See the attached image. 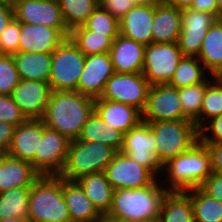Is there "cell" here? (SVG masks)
I'll return each instance as SVG.
<instances>
[{
	"label": "cell",
	"mask_w": 222,
	"mask_h": 222,
	"mask_svg": "<svg viewBox=\"0 0 222 222\" xmlns=\"http://www.w3.org/2000/svg\"><path fill=\"white\" fill-rule=\"evenodd\" d=\"M94 103V98L77 91H52L41 120L70 141L76 140L94 112Z\"/></svg>",
	"instance_id": "cell-1"
},
{
	"label": "cell",
	"mask_w": 222,
	"mask_h": 222,
	"mask_svg": "<svg viewBox=\"0 0 222 222\" xmlns=\"http://www.w3.org/2000/svg\"><path fill=\"white\" fill-rule=\"evenodd\" d=\"M157 181L140 188L115 189L105 217L110 222H157L162 198L168 190Z\"/></svg>",
	"instance_id": "cell-2"
},
{
	"label": "cell",
	"mask_w": 222,
	"mask_h": 222,
	"mask_svg": "<svg viewBox=\"0 0 222 222\" xmlns=\"http://www.w3.org/2000/svg\"><path fill=\"white\" fill-rule=\"evenodd\" d=\"M28 209L30 222H72L63 198V179L40 176L31 186Z\"/></svg>",
	"instance_id": "cell-3"
},
{
	"label": "cell",
	"mask_w": 222,
	"mask_h": 222,
	"mask_svg": "<svg viewBox=\"0 0 222 222\" xmlns=\"http://www.w3.org/2000/svg\"><path fill=\"white\" fill-rule=\"evenodd\" d=\"M163 171L170 180L168 190L197 188L212 173L209 151L199 141L189 151L164 164Z\"/></svg>",
	"instance_id": "cell-4"
},
{
	"label": "cell",
	"mask_w": 222,
	"mask_h": 222,
	"mask_svg": "<svg viewBox=\"0 0 222 222\" xmlns=\"http://www.w3.org/2000/svg\"><path fill=\"white\" fill-rule=\"evenodd\" d=\"M116 153L114 148L106 144L72 140L59 176L66 181H77L84 175L103 172Z\"/></svg>",
	"instance_id": "cell-5"
},
{
	"label": "cell",
	"mask_w": 222,
	"mask_h": 222,
	"mask_svg": "<svg viewBox=\"0 0 222 222\" xmlns=\"http://www.w3.org/2000/svg\"><path fill=\"white\" fill-rule=\"evenodd\" d=\"M149 125L157 143L156 157L162 166L199 142V130L191 120L150 122Z\"/></svg>",
	"instance_id": "cell-6"
},
{
	"label": "cell",
	"mask_w": 222,
	"mask_h": 222,
	"mask_svg": "<svg viewBox=\"0 0 222 222\" xmlns=\"http://www.w3.org/2000/svg\"><path fill=\"white\" fill-rule=\"evenodd\" d=\"M86 56L66 38L52 53L49 84L52 91H77Z\"/></svg>",
	"instance_id": "cell-7"
},
{
	"label": "cell",
	"mask_w": 222,
	"mask_h": 222,
	"mask_svg": "<svg viewBox=\"0 0 222 222\" xmlns=\"http://www.w3.org/2000/svg\"><path fill=\"white\" fill-rule=\"evenodd\" d=\"M184 57L177 43H151L145 47L142 73L150 85L169 84Z\"/></svg>",
	"instance_id": "cell-8"
},
{
	"label": "cell",
	"mask_w": 222,
	"mask_h": 222,
	"mask_svg": "<svg viewBox=\"0 0 222 222\" xmlns=\"http://www.w3.org/2000/svg\"><path fill=\"white\" fill-rule=\"evenodd\" d=\"M70 142L66 136L46 127L43 122V136L30 162L33 169L40 176H59L67 160Z\"/></svg>",
	"instance_id": "cell-9"
},
{
	"label": "cell",
	"mask_w": 222,
	"mask_h": 222,
	"mask_svg": "<svg viewBox=\"0 0 222 222\" xmlns=\"http://www.w3.org/2000/svg\"><path fill=\"white\" fill-rule=\"evenodd\" d=\"M151 85L143 73H114L105 84L99 98L134 106L144 110Z\"/></svg>",
	"instance_id": "cell-10"
},
{
	"label": "cell",
	"mask_w": 222,
	"mask_h": 222,
	"mask_svg": "<svg viewBox=\"0 0 222 222\" xmlns=\"http://www.w3.org/2000/svg\"><path fill=\"white\" fill-rule=\"evenodd\" d=\"M157 143L149 123L141 121L123 135L121 153L147 168L155 177L163 171L156 157Z\"/></svg>",
	"instance_id": "cell-11"
},
{
	"label": "cell",
	"mask_w": 222,
	"mask_h": 222,
	"mask_svg": "<svg viewBox=\"0 0 222 222\" xmlns=\"http://www.w3.org/2000/svg\"><path fill=\"white\" fill-rule=\"evenodd\" d=\"M175 120H189L184 115L179 90L169 84L151 85L142 111V121L150 123Z\"/></svg>",
	"instance_id": "cell-12"
},
{
	"label": "cell",
	"mask_w": 222,
	"mask_h": 222,
	"mask_svg": "<svg viewBox=\"0 0 222 222\" xmlns=\"http://www.w3.org/2000/svg\"><path fill=\"white\" fill-rule=\"evenodd\" d=\"M13 10L19 22L57 28L66 38L69 36L57 0H17Z\"/></svg>",
	"instance_id": "cell-13"
},
{
	"label": "cell",
	"mask_w": 222,
	"mask_h": 222,
	"mask_svg": "<svg viewBox=\"0 0 222 222\" xmlns=\"http://www.w3.org/2000/svg\"><path fill=\"white\" fill-rule=\"evenodd\" d=\"M113 189L140 188L151 185L155 177L147 168L120 151L103 171Z\"/></svg>",
	"instance_id": "cell-14"
},
{
	"label": "cell",
	"mask_w": 222,
	"mask_h": 222,
	"mask_svg": "<svg viewBox=\"0 0 222 222\" xmlns=\"http://www.w3.org/2000/svg\"><path fill=\"white\" fill-rule=\"evenodd\" d=\"M218 18L197 10H181V31L178 46L184 56L198 57L203 39Z\"/></svg>",
	"instance_id": "cell-15"
},
{
	"label": "cell",
	"mask_w": 222,
	"mask_h": 222,
	"mask_svg": "<svg viewBox=\"0 0 222 222\" xmlns=\"http://www.w3.org/2000/svg\"><path fill=\"white\" fill-rule=\"evenodd\" d=\"M51 92L49 82L21 79L11 97L26 119H42Z\"/></svg>",
	"instance_id": "cell-16"
},
{
	"label": "cell",
	"mask_w": 222,
	"mask_h": 222,
	"mask_svg": "<svg viewBox=\"0 0 222 222\" xmlns=\"http://www.w3.org/2000/svg\"><path fill=\"white\" fill-rule=\"evenodd\" d=\"M114 73L109 52L87 55L78 82V92L94 99L99 98Z\"/></svg>",
	"instance_id": "cell-17"
},
{
	"label": "cell",
	"mask_w": 222,
	"mask_h": 222,
	"mask_svg": "<svg viewBox=\"0 0 222 222\" xmlns=\"http://www.w3.org/2000/svg\"><path fill=\"white\" fill-rule=\"evenodd\" d=\"M65 39L57 28L21 22L18 51L53 53Z\"/></svg>",
	"instance_id": "cell-18"
},
{
	"label": "cell",
	"mask_w": 222,
	"mask_h": 222,
	"mask_svg": "<svg viewBox=\"0 0 222 222\" xmlns=\"http://www.w3.org/2000/svg\"><path fill=\"white\" fill-rule=\"evenodd\" d=\"M145 45L118 35L112 43L109 54L115 73H141Z\"/></svg>",
	"instance_id": "cell-19"
},
{
	"label": "cell",
	"mask_w": 222,
	"mask_h": 222,
	"mask_svg": "<svg viewBox=\"0 0 222 222\" xmlns=\"http://www.w3.org/2000/svg\"><path fill=\"white\" fill-rule=\"evenodd\" d=\"M94 112L123 134L142 121V112L134 106L106 99H95Z\"/></svg>",
	"instance_id": "cell-20"
},
{
	"label": "cell",
	"mask_w": 222,
	"mask_h": 222,
	"mask_svg": "<svg viewBox=\"0 0 222 222\" xmlns=\"http://www.w3.org/2000/svg\"><path fill=\"white\" fill-rule=\"evenodd\" d=\"M154 7H132L120 20V35L145 46L152 43Z\"/></svg>",
	"instance_id": "cell-21"
},
{
	"label": "cell",
	"mask_w": 222,
	"mask_h": 222,
	"mask_svg": "<svg viewBox=\"0 0 222 222\" xmlns=\"http://www.w3.org/2000/svg\"><path fill=\"white\" fill-rule=\"evenodd\" d=\"M40 175L28 161L0 154V193L20 187H31Z\"/></svg>",
	"instance_id": "cell-22"
},
{
	"label": "cell",
	"mask_w": 222,
	"mask_h": 222,
	"mask_svg": "<svg viewBox=\"0 0 222 222\" xmlns=\"http://www.w3.org/2000/svg\"><path fill=\"white\" fill-rule=\"evenodd\" d=\"M43 136V121L27 119L15 128L13 140L7 151L11 157L31 162Z\"/></svg>",
	"instance_id": "cell-23"
},
{
	"label": "cell",
	"mask_w": 222,
	"mask_h": 222,
	"mask_svg": "<svg viewBox=\"0 0 222 222\" xmlns=\"http://www.w3.org/2000/svg\"><path fill=\"white\" fill-rule=\"evenodd\" d=\"M181 31V10L167 3L154 7L152 43H177Z\"/></svg>",
	"instance_id": "cell-24"
},
{
	"label": "cell",
	"mask_w": 222,
	"mask_h": 222,
	"mask_svg": "<svg viewBox=\"0 0 222 222\" xmlns=\"http://www.w3.org/2000/svg\"><path fill=\"white\" fill-rule=\"evenodd\" d=\"M63 198L72 222H91L103 217L75 181L63 180Z\"/></svg>",
	"instance_id": "cell-25"
},
{
	"label": "cell",
	"mask_w": 222,
	"mask_h": 222,
	"mask_svg": "<svg viewBox=\"0 0 222 222\" xmlns=\"http://www.w3.org/2000/svg\"><path fill=\"white\" fill-rule=\"evenodd\" d=\"M157 222H194L190 195L186 191L167 190L162 198Z\"/></svg>",
	"instance_id": "cell-26"
},
{
	"label": "cell",
	"mask_w": 222,
	"mask_h": 222,
	"mask_svg": "<svg viewBox=\"0 0 222 222\" xmlns=\"http://www.w3.org/2000/svg\"><path fill=\"white\" fill-rule=\"evenodd\" d=\"M12 57L20 79L49 82L52 53L18 51Z\"/></svg>",
	"instance_id": "cell-27"
},
{
	"label": "cell",
	"mask_w": 222,
	"mask_h": 222,
	"mask_svg": "<svg viewBox=\"0 0 222 222\" xmlns=\"http://www.w3.org/2000/svg\"><path fill=\"white\" fill-rule=\"evenodd\" d=\"M91 200L96 209L105 216L112 205L114 189L104 172L87 174L75 181Z\"/></svg>",
	"instance_id": "cell-28"
},
{
	"label": "cell",
	"mask_w": 222,
	"mask_h": 222,
	"mask_svg": "<svg viewBox=\"0 0 222 222\" xmlns=\"http://www.w3.org/2000/svg\"><path fill=\"white\" fill-rule=\"evenodd\" d=\"M198 59L202 62L205 70L212 77L222 73V18L209 28L203 39L202 48Z\"/></svg>",
	"instance_id": "cell-29"
},
{
	"label": "cell",
	"mask_w": 222,
	"mask_h": 222,
	"mask_svg": "<svg viewBox=\"0 0 222 222\" xmlns=\"http://www.w3.org/2000/svg\"><path fill=\"white\" fill-rule=\"evenodd\" d=\"M123 133L103 120L93 112L82 127L77 140L106 144L119 152L123 145Z\"/></svg>",
	"instance_id": "cell-30"
},
{
	"label": "cell",
	"mask_w": 222,
	"mask_h": 222,
	"mask_svg": "<svg viewBox=\"0 0 222 222\" xmlns=\"http://www.w3.org/2000/svg\"><path fill=\"white\" fill-rule=\"evenodd\" d=\"M117 36H105L79 26L69 32L68 38L85 55L108 53Z\"/></svg>",
	"instance_id": "cell-31"
},
{
	"label": "cell",
	"mask_w": 222,
	"mask_h": 222,
	"mask_svg": "<svg viewBox=\"0 0 222 222\" xmlns=\"http://www.w3.org/2000/svg\"><path fill=\"white\" fill-rule=\"evenodd\" d=\"M185 191L191 198L194 222H222V202L208 196L200 187Z\"/></svg>",
	"instance_id": "cell-32"
},
{
	"label": "cell",
	"mask_w": 222,
	"mask_h": 222,
	"mask_svg": "<svg viewBox=\"0 0 222 222\" xmlns=\"http://www.w3.org/2000/svg\"><path fill=\"white\" fill-rule=\"evenodd\" d=\"M31 187H20L0 193V220L21 218L28 220V199Z\"/></svg>",
	"instance_id": "cell-33"
},
{
	"label": "cell",
	"mask_w": 222,
	"mask_h": 222,
	"mask_svg": "<svg viewBox=\"0 0 222 222\" xmlns=\"http://www.w3.org/2000/svg\"><path fill=\"white\" fill-rule=\"evenodd\" d=\"M206 70L198 57L184 56L177 66L169 85L177 89L202 83L206 80Z\"/></svg>",
	"instance_id": "cell-34"
},
{
	"label": "cell",
	"mask_w": 222,
	"mask_h": 222,
	"mask_svg": "<svg viewBox=\"0 0 222 222\" xmlns=\"http://www.w3.org/2000/svg\"><path fill=\"white\" fill-rule=\"evenodd\" d=\"M206 87L200 117L195 122L196 127L200 130L208 121L222 115V79L214 76Z\"/></svg>",
	"instance_id": "cell-35"
},
{
	"label": "cell",
	"mask_w": 222,
	"mask_h": 222,
	"mask_svg": "<svg viewBox=\"0 0 222 222\" xmlns=\"http://www.w3.org/2000/svg\"><path fill=\"white\" fill-rule=\"evenodd\" d=\"M69 31L83 26L98 7L96 0H57Z\"/></svg>",
	"instance_id": "cell-36"
},
{
	"label": "cell",
	"mask_w": 222,
	"mask_h": 222,
	"mask_svg": "<svg viewBox=\"0 0 222 222\" xmlns=\"http://www.w3.org/2000/svg\"><path fill=\"white\" fill-rule=\"evenodd\" d=\"M210 79L202 83L180 88L179 98L183 107L184 115L194 123L200 117L203 96Z\"/></svg>",
	"instance_id": "cell-37"
},
{
	"label": "cell",
	"mask_w": 222,
	"mask_h": 222,
	"mask_svg": "<svg viewBox=\"0 0 222 222\" xmlns=\"http://www.w3.org/2000/svg\"><path fill=\"white\" fill-rule=\"evenodd\" d=\"M83 26L105 36H118L120 34L119 20L113 17L101 5H98Z\"/></svg>",
	"instance_id": "cell-38"
},
{
	"label": "cell",
	"mask_w": 222,
	"mask_h": 222,
	"mask_svg": "<svg viewBox=\"0 0 222 222\" xmlns=\"http://www.w3.org/2000/svg\"><path fill=\"white\" fill-rule=\"evenodd\" d=\"M20 80L12 55L0 54V94L11 95Z\"/></svg>",
	"instance_id": "cell-39"
},
{
	"label": "cell",
	"mask_w": 222,
	"mask_h": 222,
	"mask_svg": "<svg viewBox=\"0 0 222 222\" xmlns=\"http://www.w3.org/2000/svg\"><path fill=\"white\" fill-rule=\"evenodd\" d=\"M21 22L15 18L0 35V54L12 55L18 52Z\"/></svg>",
	"instance_id": "cell-40"
},
{
	"label": "cell",
	"mask_w": 222,
	"mask_h": 222,
	"mask_svg": "<svg viewBox=\"0 0 222 222\" xmlns=\"http://www.w3.org/2000/svg\"><path fill=\"white\" fill-rule=\"evenodd\" d=\"M26 120L11 95L0 94V122L10 123L17 127Z\"/></svg>",
	"instance_id": "cell-41"
},
{
	"label": "cell",
	"mask_w": 222,
	"mask_h": 222,
	"mask_svg": "<svg viewBox=\"0 0 222 222\" xmlns=\"http://www.w3.org/2000/svg\"><path fill=\"white\" fill-rule=\"evenodd\" d=\"M199 141L222 144V115L211 119L199 130Z\"/></svg>",
	"instance_id": "cell-42"
},
{
	"label": "cell",
	"mask_w": 222,
	"mask_h": 222,
	"mask_svg": "<svg viewBox=\"0 0 222 222\" xmlns=\"http://www.w3.org/2000/svg\"><path fill=\"white\" fill-rule=\"evenodd\" d=\"M199 187L208 196L222 202V174L212 172Z\"/></svg>",
	"instance_id": "cell-43"
},
{
	"label": "cell",
	"mask_w": 222,
	"mask_h": 222,
	"mask_svg": "<svg viewBox=\"0 0 222 222\" xmlns=\"http://www.w3.org/2000/svg\"><path fill=\"white\" fill-rule=\"evenodd\" d=\"M100 5L118 20L135 6L133 0H105Z\"/></svg>",
	"instance_id": "cell-44"
},
{
	"label": "cell",
	"mask_w": 222,
	"mask_h": 222,
	"mask_svg": "<svg viewBox=\"0 0 222 222\" xmlns=\"http://www.w3.org/2000/svg\"><path fill=\"white\" fill-rule=\"evenodd\" d=\"M210 154L211 171L222 174V144L202 143Z\"/></svg>",
	"instance_id": "cell-45"
},
{
	"label": "cell",
	"mask_w": 222,
	"mask_h": 222,
	"mask_svg": "<svg viewBox=\"0 0 222 222\" xmlns=\"http://www.w3.org/2000/svg\"><path fill=\"white\" fill-rule=\"evenodd\" d=\"M16 126L0 122V154L7 153L13 140Z\"/></svg>",
	"instance_id": "cell-46"
},
{
	"label": "cell",
	"mask_w": 222,
	"mask_h": 222,
	"mask_svg": "<svg viewBox=\"0 0 222 222\" xmlns=\"http://www.w3.org/2000/svg\"><path fill=\"white\" fill-rule=\"evenodd\" d=\"M190 9L213 14L218 18L217 0H194Z\"/></svg>",
	"instance_id": "cell-47"
},
{
	"label": "cell",
	"mask_w": 222,
	"mask_h": 222,
	"mask_svg": "<svg viewBox=\"0 0 222 222\" xmlns=\"http://www.w3.org/2000/svg\"><path fill=\"white\" fill-rule=\"evenodd\" d=\"M13 19V7L11 5L0 2V35Z\"/></svg>",
	"instance_id": "cell-48"
},
{
	"label": "cell",
	"mask_w": 222,
	"mask_h": 222,
	"mask_svg": "<svg viewBox=\"0 0 222 222\" xmlns=\"http://www.w3.org/2000/svg\"><path fill=\"white\" fill-rule=\"evenodd\" d=\"M194 0H165V3L176 7L179 10L190 9Z\"/></svg>",
	"instance_id": "cell-49"
},
{
	"label": "cell",
	"mask_w": 222,
	"mask_h": 222,
	"mask_svg": "<svg viewBox=\"0 0 222 222\" xmlns=\"http://www.w3.org/2000/svg\"><path fill=\"white\" fill-rule=\"evenodd\" d=\"M133 3L135 5L139 6H151L155 7L157 5H160L162 3H165V0H133Z\"/></svg>",
	"instance_id": "cell-50"
},
{
	"label": "cell",
	"mask_w": 222,
	"mask_h": 222,
	"mask_svg": "<svg viewBox=\"0 0 222 222\" xmlns=\"http://www.w3.org/2000/svg\"><path fill=\"white\" fill-rule=\"evenodd\" d=\"M0 222H30V221L14 217V218L2 219V220H0Z\"/></svg>",
	"instance_id": "cell-51"
},
{
	"label": "cell",
	"mask_w": 222,
	"mask_h": 222,
	"mask_svg": "<svg viewBox=\"0 0 222 222\" xmlns=\"http://www.w3.org/2000/svg\"><path fill=\"white\" fill-rule=\"evenodd\" d=\"M218 19L222 18V0H217Z\"/></svg>",
	"instance_id": "cell-52"
},
{
	"label": "cell",
	"mask_w": 222,
	"mask_h": 222,
	"mask_svg": "<svg viewBox=\"0 0 222 222\" xmlns=\"http://www.w3.org/2000/svg\"><path fill=\"white\" fill-rule=\"evenodd\" d=\"M17 0H0V2L11 5L12 7L15 5Z\"/></svg>",
	"instance_id": "cell-53"
},
{
	"label": "cell",
	"mask_w": 222,
	"mask_h": 222,
	"mask_svg": "<svg viewBox=\"0 0 222 222\" xmlns=\"http://www.w3.org/2000/svg\"><path fill=\"white\" fill-rule=\"evenodd\" d=\"M91 222H110L105 216L99 218L98 220L91 221Z\"/></svg>",
	"instance_id": "cell-54"
},
{
	"label": "cell",
	"mask_w": 222,
	"mask_h": 222,
	"mask_svg": "<svg viewBox=\"0 0 222 222\" xmlns=\"http://www.w3.org/2000/svg\"><path fill=\"white\" fill-rule=\"evenodd\" d=\"M97 1V3L100 5L103 1H105V0H96Z\"/></svg>",
	"instance_id": "cell-55"
}]
</instances>
